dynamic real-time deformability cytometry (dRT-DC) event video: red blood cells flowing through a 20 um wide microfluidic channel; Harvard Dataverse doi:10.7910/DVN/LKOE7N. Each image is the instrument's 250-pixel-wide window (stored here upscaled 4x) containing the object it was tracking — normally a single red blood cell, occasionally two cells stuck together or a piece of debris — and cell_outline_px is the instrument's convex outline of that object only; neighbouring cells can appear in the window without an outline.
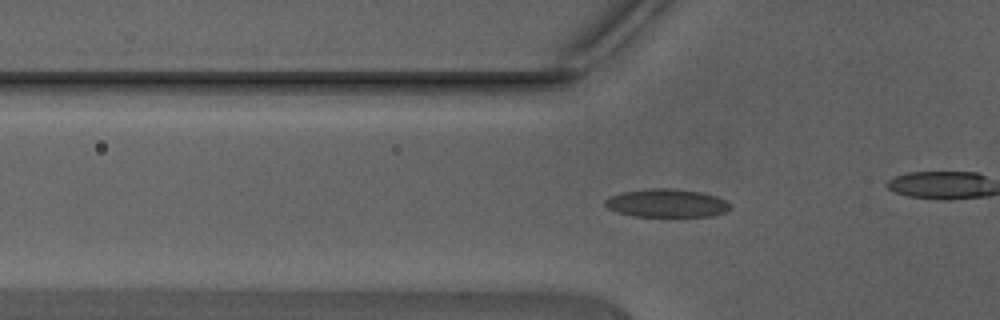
{"species": "Egyptian fruit bat (a non-hibernating species)", "species_latin": "Rousettus aegyptiacus", "temperature_condition": "warm", "stored_images_in_passage": 46, "camera_frame_rate_fps": 3000, "um_per_image_px": 0.085, "animal": {"sex": "male"}, "frame": {"image": 1, "passage_image": 14, "time_ms": 4.333, "image_size_px": [1000, 320], "cell_outline_px": [[732, 208], [728, 212], [712, 216], [632, 216], [616, 212], [608, 208], [604, 204], [604, 200], [608, 196], [620, 192], [648, 188], [672, 188], [700, 192], [716, 196], [724, 200]], "centroid_in_image_um": [56.63, 17.26], "position_along_channel_um": 69.2, "area_um2": 20.81}}
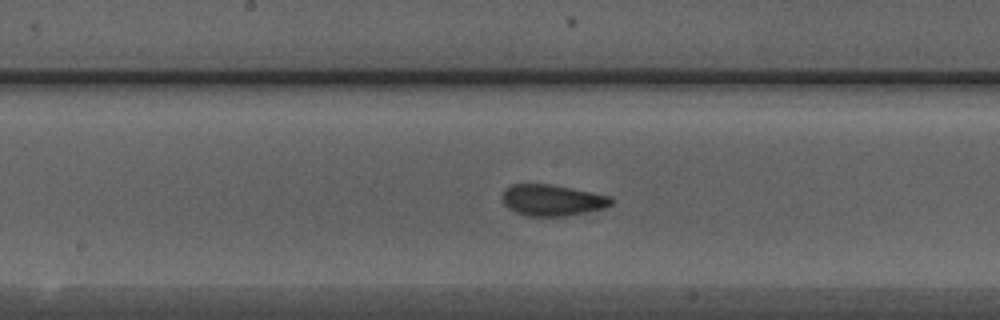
{"frame": {"image": 2, "passage_image": 23, "time_ms": 7.333, "image_size_px": [1000, 320], "cell_outline_px": [[612, 204], [604, 208], [588, 212], [568, 216], [528, 216], [516, 212], [508, 208], [504, 204], [504, 188], [512, 184], [552, 184], [592, 192], [608, 196], [612, 200]], "centroid_in_image_um": [46.94, 17.02], "position_along_channel_um": 201.3, "area_um2": 19.77}}
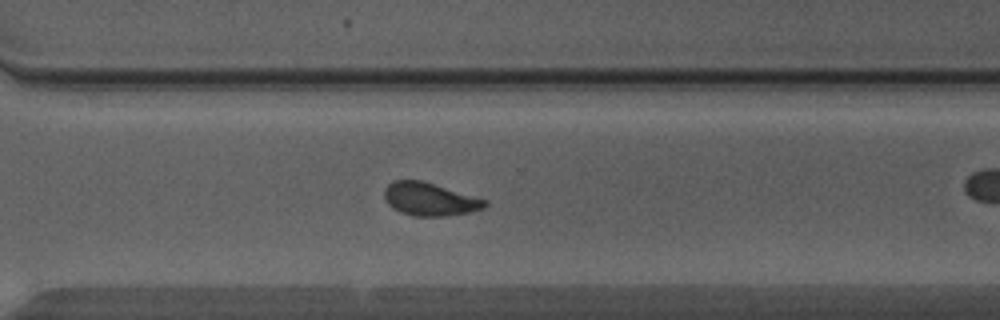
{"frame": {"image": 3, "passage_image": 32, "time_ms": 10.333, "image_size_px": [1000, 320], "cell_outline_px": [[488, 204], [484, 208], [468, 212], [444, 216], [412, 216], [400, 212], [388, 204], [384, 196], [384, 188], [392, 180], [420, 180], [488, 200]], "centroid_in_image_um": [36.51, 16.93], "position_along_channel_um": 334.1, "area_um2": 19.25}, "authors_computed_cell_mechanics": {"area_um2": 19.5942, "velocity_mm_per_s": 4.4482, "shape_relaxation_time_tau1_ms": 3.4372, "shape_relaxation_time_tau2_ms": 1.178, "deformation_change_tau1": 0.1222, "deformation_change_tau2": 0.0718}}